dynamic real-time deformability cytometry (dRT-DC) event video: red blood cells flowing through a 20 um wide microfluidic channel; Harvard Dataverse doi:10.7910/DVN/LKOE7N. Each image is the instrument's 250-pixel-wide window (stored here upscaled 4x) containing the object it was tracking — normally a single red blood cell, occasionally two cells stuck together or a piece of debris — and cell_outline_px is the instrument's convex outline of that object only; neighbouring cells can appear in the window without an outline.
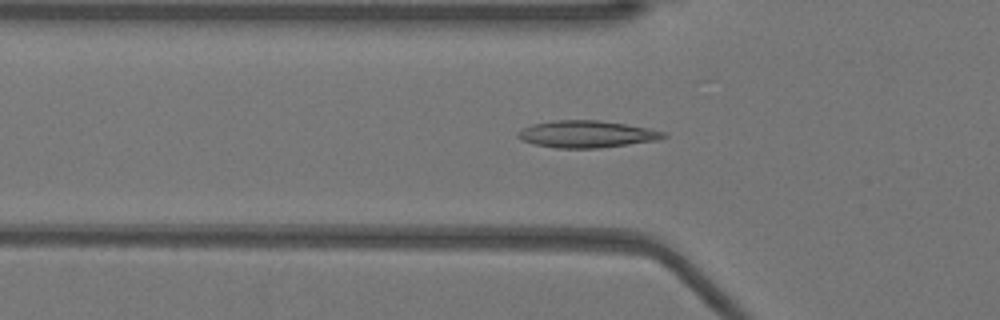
{"species": "Egyptian fruit bat (a non-hibernating species)", "species_latin": "Rousettus aegyptiacus", "temperature_condition": "warm", "stored_images_in_passage": 39, "camera_frame_rate_fps": 3000, "um_per_image_px": 0.085, "animal": {"sex": "female"}, "frame": {"image": 1, "passage_image": 5, "time_ms": 1.333, "image_size_px": [1000, 320], "cell_outline_px": [[668, 136], [660, 140], [600, 148], [556, 148], [536, 144], [524, 140], [516, 136], [516, 132], [532, 124], [552, 120], [596, 120], [624, 124], [648, 128], [664, 132]], "centroid_in_image_um": [49.88, 11.4], "position_along_channel_um": 75.9, "area_um2": 22.83}}
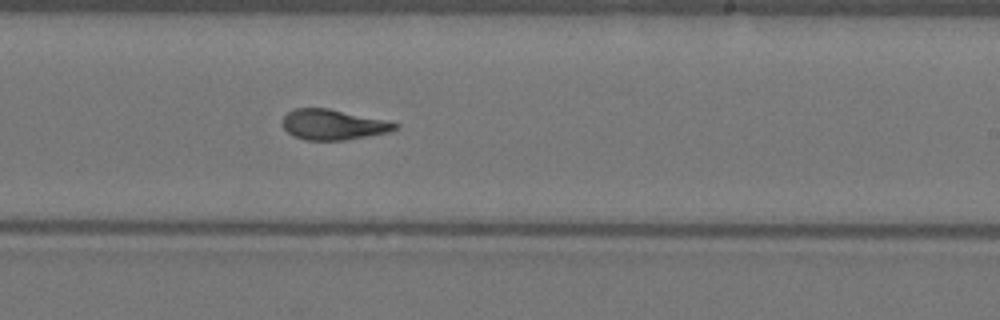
{"frame": {"image": 2, "passage_image": 19, "time_ms": 6.0, "image_size_px": [1000, 320], "cell_outline_px": [[400, 128], [388, 132], [344, 140], [304, 140], [292, 136], [284, 128], [284, 116], [292, 108], [328, 108], [388, 120], [400, 124]], "centroid_in_image_um": [28.35, 10.59], "position_along_channel_um": 260.7, "area_um2": 20.0}}
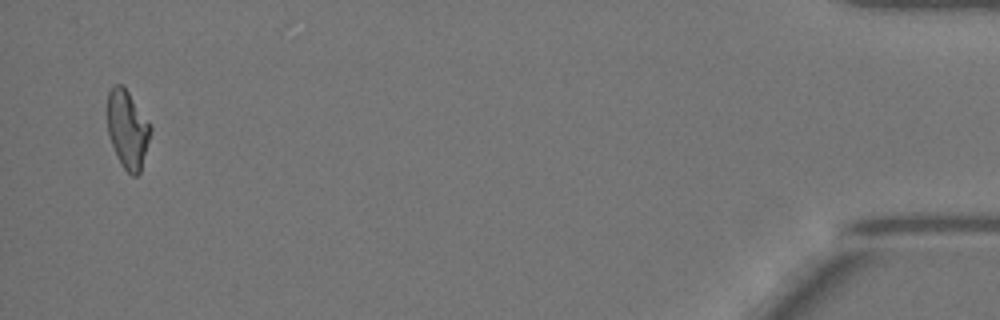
{"frame": {"image": 3, "passage_image": 38, "time_ms": 12.333, "image_size_px": [1000, 320], "cell_outline_px": [[152, 128], [140, 172], [136, 176], [132, 176], [124, 168], [112, 144], [108, 132], [104, 108], [108, 92], [116, 84], [120, 84], [128, 92]], "centroid_in_image_um": [10.79, 10.96], "position_along_channel_um": 424.4, "area_um2": 19.48}, "authors_computed_cell_mechanics": {"area_um2": 20.1144, "velocity_mm_per_s": 3.9429, "shape_relaxation_time_tau1_ms": null, "shape_relaxation_time_tau2_ms": 2.0262, "deformation_change_tau1": null, "deformation_change_tau2": 0.076}}